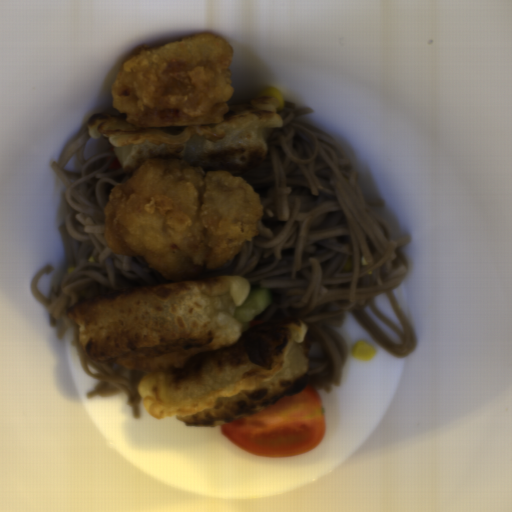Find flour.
I'll return each instance as SVG.
<instances>
[{"mask_svg":"<svg viewBox=\"0 0 512 512\" xmlns=\"http://www.w3.org/2000/svg\"><path fill=\"white\" fill-rule=\"evenodd\" d=\"M240 275L128 286L66 311L82 351L144 371L136 389L156 419L219 427L302 393L309 384L307 323L282 320L243 332Z\"/></svg>","mask_w":512,"mask_h":512,"instance_id":"obj_1","label":"flour"},{"mask_svg":"<svg viewBox=\"0 0 512 512\" xmlns=\"http://www.w3.org/2000/svg\"><path fill=\"white\" fill-rule=\"evenodd\" d=\"M278 101L268 96L251 103L227 105L216 124L140 127L127 117L96 113L89 117L90 137L108 139L124 173L132 176L151 158L173 157L201 167L206 173L225 170L235 177L262 164L275 129L284 122L276 114Z\"/></svg>","mask_w":512,"mask_h":512,"instance_id":"obj_2","label":"flour"}]
</instances>
